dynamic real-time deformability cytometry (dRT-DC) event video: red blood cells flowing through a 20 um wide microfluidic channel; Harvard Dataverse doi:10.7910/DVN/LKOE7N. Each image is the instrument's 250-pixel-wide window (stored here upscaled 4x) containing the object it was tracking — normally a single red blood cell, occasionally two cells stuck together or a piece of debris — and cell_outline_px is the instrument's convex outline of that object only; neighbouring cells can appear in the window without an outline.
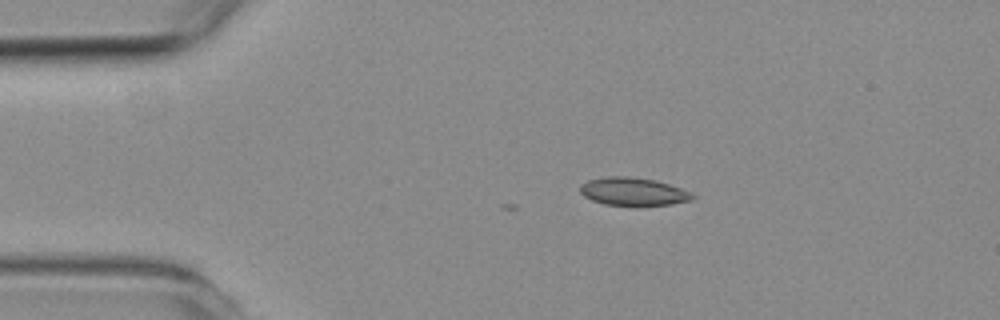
{"species": "common noctule bat (a hibernating species)", "species_latin": "Nyctalus noctula", "temperature_condition": "room temperature", "stored_images_in_passage": 6, "camera_frame_rate_fps": 3000, "um_per_image_px": 0.085, "animal": {"sex": "female", "body_mass_g": 19.3, "forearm_length_mm": 54.1}, "frame": {"image": 1, "passage_image": 2, "time_ms": 1.333, "image_size_px": [1000, 320], "cell_outline_px": [[696, 196], [692, 200], [672, 204], [636, 208], [604, 204], [592, 200], [584, 196], [580, 192], [580, 184], [588, 180], [608, 176], [628, 176], [656, 180], [680, 188]], "centroid_in_image_um": [53.81, 16.32], "position_along_channel_um": 31.2, "area_um2": 18.9}}
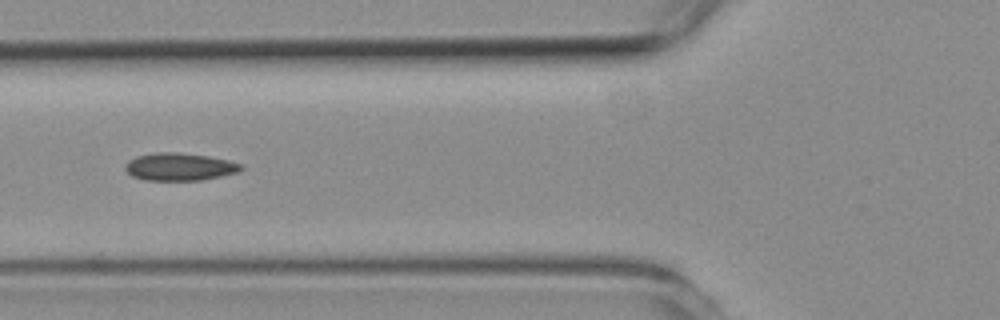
{"frame": {"image": 2, "passage_image": 5, "time_ms": 4.667, "image_size_px": [1000, 320], "cell_outline_px": [[244, 168], [240, 172], [200, 180], [144, 180], [132, 176], [124, 168], [124, 164], [128, 160], [136, 156], [156, 152], [176, 152], [208, 156], [228, 160], [244, 164]], "centroid_in_image_um": [15.27, 14.17], "position_along_channel_um": 110.5, "area_um2": 18.79}}
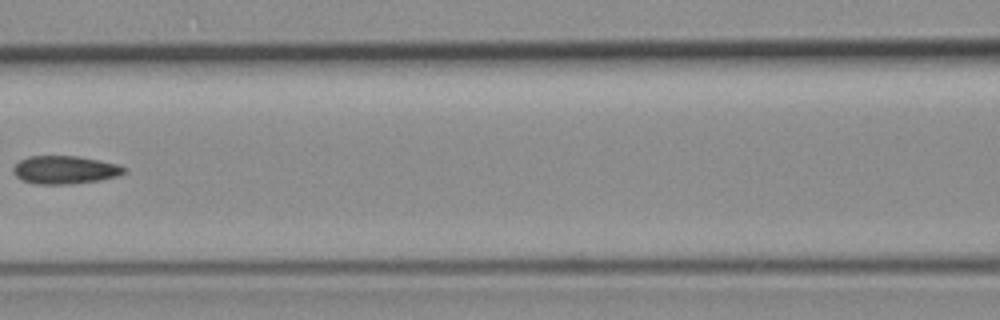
{"frame": {"image": 3, "passage_image": 6, "time_ms": 6.0, "image_size_px": [1000, 320], "cell_outline_px": [[128, 172], [116, 176], [100, 180], [72, 184], [36, 184], [24, 180], [16, 176], [12, 172], [12, 168], [20, 160], [28, 156], [76, 156], [100, 160], [120, 164], [128, 168]], "centroid_in_image_um": [5.56, 14.43], "position_along_channel_um": 161.0, "area_um2": 18.32}}